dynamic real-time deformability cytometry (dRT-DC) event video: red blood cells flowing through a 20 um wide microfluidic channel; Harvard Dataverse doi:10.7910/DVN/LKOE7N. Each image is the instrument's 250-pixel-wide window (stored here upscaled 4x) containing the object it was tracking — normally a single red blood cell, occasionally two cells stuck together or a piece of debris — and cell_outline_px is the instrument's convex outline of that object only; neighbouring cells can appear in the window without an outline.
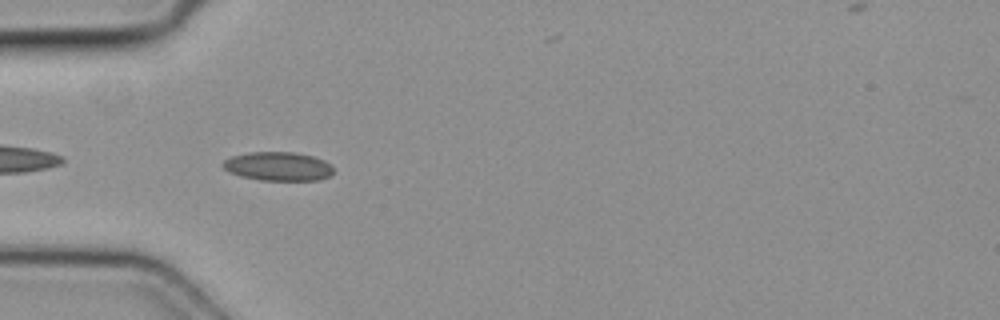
{"species": "common noctule bat (a hibernating species)", "species_latin": "Nyctalus noctula", "temperature_condition": "cold", "stored_images_in_passage": 3, "camera_frame_rate_fps": 3000, "um_per_image_px": 0.085, "animal": {"sex": "female", "body_mass_g": 19.3, "forearm_length_mm": 54.1}, "frame": {"image": 1, "passage_image": 1, "time_ms": 0.0, "image_size_px": [1000, 320], "cell_outline_px": [[332, 172], [328, 176], [320, 180], [260, 180], [240, 176], [228, 172], [220, 164], [224, 160], [232, 156], [248, 152], [292, 152], [312, 156], [324, 160], [332, 168]], "centroid_in_image_um": [23.58, 14.14], "position_along_channel_um": 61.4, "area_um2": 18.5}}
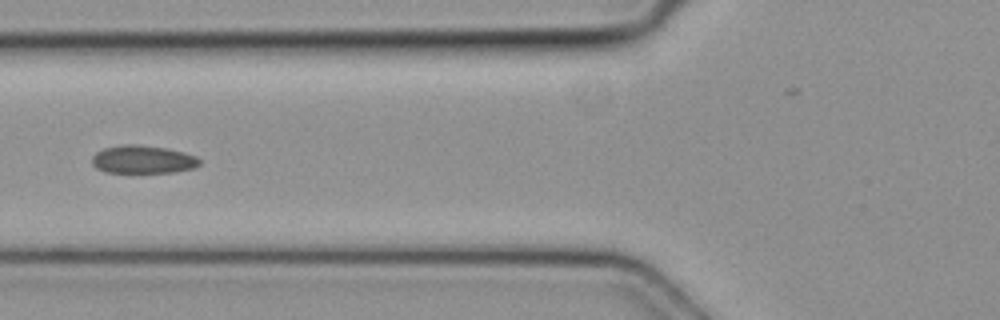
{"frame": {"image": 2, "passage_image": 2, "time_ms": 0.333, "image_size_px": [1000, 320], "cell_outline_px": [[200, 164], [196, 168], [176, 172], [104, 172], [96, 168], [92, 164], [92, 156], [96, 152], [104, 148], [120, 144], [136, 144], [168, 148], [184, 152], [196, 156], [200, 160]], "centroid_in_image_um": [12.15, 13.55], "position_along_channel_um": 113.6, "area_um2": 17.8}}
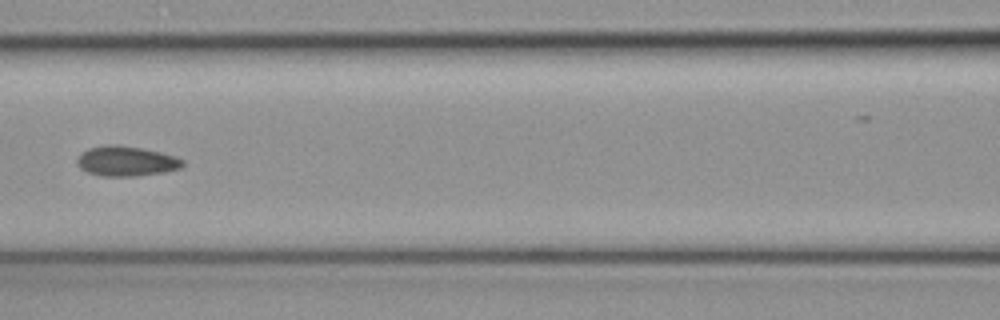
{"frame": {"image": 3, "passage_image": 3, "time_ms": 0.667, "image_size_px": [1000, 320], "cell_outline_px": [[184, 164], [180, 168], [164, 172], [136, 176], [100, 176], [88, 172], [80, 168], [76, 164], [76, 160], [88, 148], [112, 144], [116, 144], [140, 148], [160, 152], [176, 156], [184, 160]], "centroid_in_image_um": [10.74, 13.7], "position_along_channel_um": 155.9, "area_um2": 18.38}}